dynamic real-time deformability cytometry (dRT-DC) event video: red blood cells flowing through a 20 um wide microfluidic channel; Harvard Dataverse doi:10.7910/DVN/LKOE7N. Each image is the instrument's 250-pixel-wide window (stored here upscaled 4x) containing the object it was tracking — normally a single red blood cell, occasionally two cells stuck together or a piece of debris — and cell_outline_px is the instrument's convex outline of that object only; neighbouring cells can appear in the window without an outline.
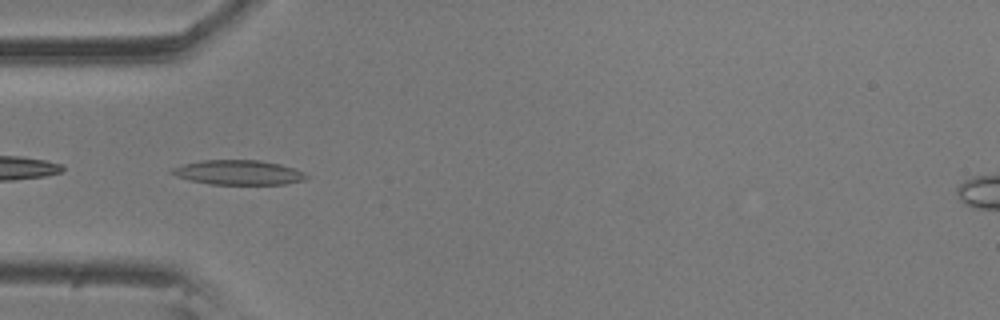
{"species": "common noctule bat (a hibernating species)", "species_latin": "Nyctalus noctula", "temperature_condition": "room temperature", "stored_images_in_passage": 39, "camera_frame_rate_fps": 3000, "um_per_image_px": 0.085, "animal": {"sex": "male", "body_mass_g": 20.5, "forearm_length_mm": 52.5}, "frame": {"image": 1, "passage_image": 6, "time_ms": 1.667, "image_size_px": [1000, 320], "cell_outline_px": [[308, 176], [304, 180], [284, 184], [208, 184], [188, 180], [176, 176], [168, 172], [172, 168], [184, 164], [200, 160], [260, 160], [280, 164], [304, 172]], "centroid_in_image_um": [20.22, 14.66], "position_along_channel_um": 64.8, "area_um2": 19.31}}
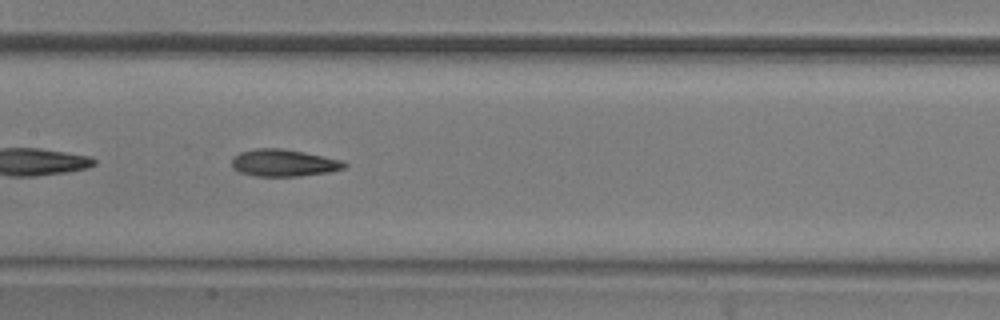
{"frame": {"image": 2, "passage_image": 16, "time_ms": 5.0, "image_size_px": [1000, 320], "cell_outline_px": [[348, 164], [344, 168], [328, 172], [300, 176], [256, 176], [240, 172], [232, 168], [232, 156], [240, 152], [256, 148], [280, 148], [304, 152], [344, 160]], "centroid_in_image_um": [24.11, 13.84], "position_along_channel_um": 183.3, "area_um2": 17.86}}
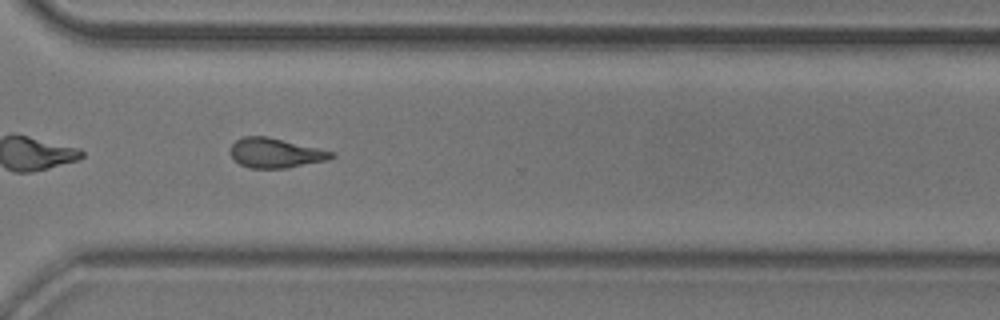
{"frame": {"image": 3, "passage_image": 30, "time_ms": 9.667, "image_size_px": [1000, 320], "cell_outline_px": [[336, 156], [328, 160], [288, 168], [248, 168], [240, 164], [232, 156], [232, 144], [236, 140], [244, 136], [268, 136], [336, 152]], "centroid_in_image_um": [23.47, 13.0], "position_along_channel_um": 347.1, "area_um2": 17.51}, "authors_computed_cell_mechanics": {"area_um2": 17.8024, "velocity_mm_per_s": 3.5351, "shape_relaxation_time_tau1_ms": 7.1689, "shape_relaxation_time_tau2_ms": 10.4589, "deformation_change_tau1": 0.1897, "deformation_change_tau2": 0.1884}}